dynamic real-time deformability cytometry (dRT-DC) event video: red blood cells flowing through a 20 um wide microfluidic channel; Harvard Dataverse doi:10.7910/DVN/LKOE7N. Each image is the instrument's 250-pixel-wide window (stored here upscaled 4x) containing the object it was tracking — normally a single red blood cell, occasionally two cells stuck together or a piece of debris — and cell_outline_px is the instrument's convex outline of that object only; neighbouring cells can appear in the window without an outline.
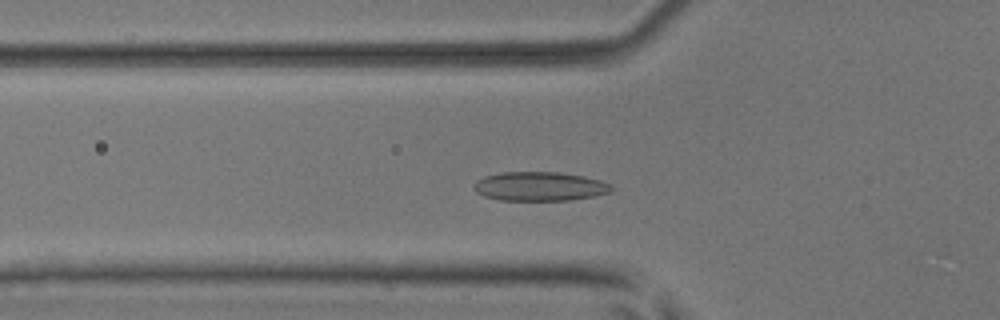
{"species": "common noctule bat (a hibernating species)", "species_latin": "Nyctalus noctula", "temperature_condition": "room temperature", "stored_images_in_passage": 41, "camera_frame_rate_fps": 3000, "um_per_image_px": 0.085, "animal": {"sex": "male", "body_mass_g": 17.9, "forearm_length_mm": 54.2}, "frame": {"image": 1, "passage_image": 6, "time_ms": 1.667, "image_size_px": [1000, 320], "cell_outline_px": [[616, 188], [612, 192], [592, 196], [568, 200], [500, 200], [484, 196], [476, 192], [472, 188], [472, 184], [476, 180], [484, 176], [504, 172], [556, 172], [584, 176], [600, 180], [612, 184]], "centroid_in_image_um": [45.87, 15.84], "position_along_channel_um": 79.9, "area_um2": 23.47}}
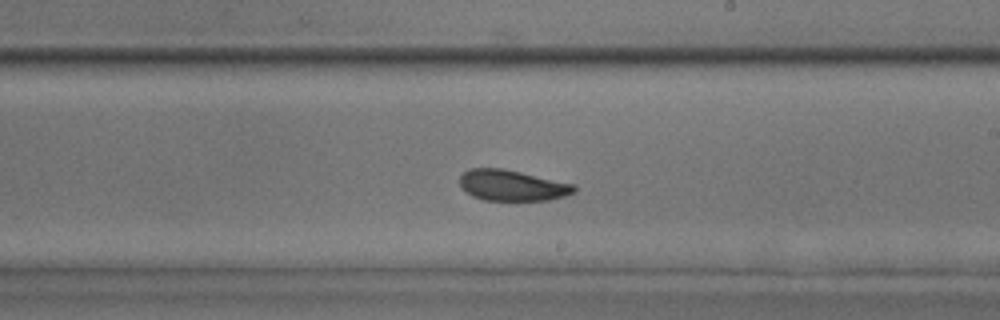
{"frame": {"image": 2, "passage_image": 19, "time_ms": 6.0, "image_size_px": [1000, 320], "cell_outline_px": [[576, 192], [564, 196], [548, 200], [484, 200], [472, 196], [460, 188], [460, 176], [468, 168], [504, 168], [576, 184]], "centroid_in_image_um": [43.53, 15.75], "position_along_channel_um": 245.5, "area_um2": 20.81}}
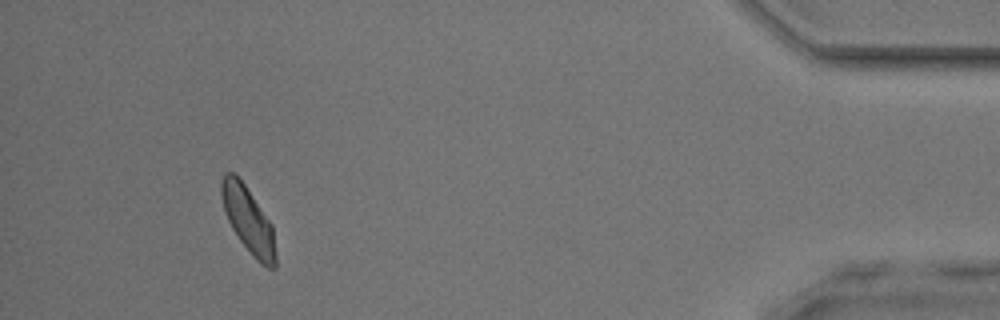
{"frame": {"image": 3, "passage_image": 37, "time_ms": 12.0, "image_size_px": [1000, 320], "cell_outline_px": [[276, 268], [268, 268], [260, 264], [256, 260], [240, 240], [232, 228], [224, 212], [220, 192], [220, 184], [224, 172], [232, 172], [244, 184], [272, 224], [276, 256]], "centroid_in_image_um": [21.09, 18.71], "position_along_channel_um": 414.1, "area_um2": 20.69}, "authors_computed_cell_mechanics": {"area_um2": 20.9814, "velocity_mm_per_s": 3.8327, "shape_relaxation_time_tau1_ms": 4.2597, "shape_relaxation_time_tau2_ms": 2.0316, "deformation_change_tau1": 0.1118, "deformation_change_tau2": 0.0618}}